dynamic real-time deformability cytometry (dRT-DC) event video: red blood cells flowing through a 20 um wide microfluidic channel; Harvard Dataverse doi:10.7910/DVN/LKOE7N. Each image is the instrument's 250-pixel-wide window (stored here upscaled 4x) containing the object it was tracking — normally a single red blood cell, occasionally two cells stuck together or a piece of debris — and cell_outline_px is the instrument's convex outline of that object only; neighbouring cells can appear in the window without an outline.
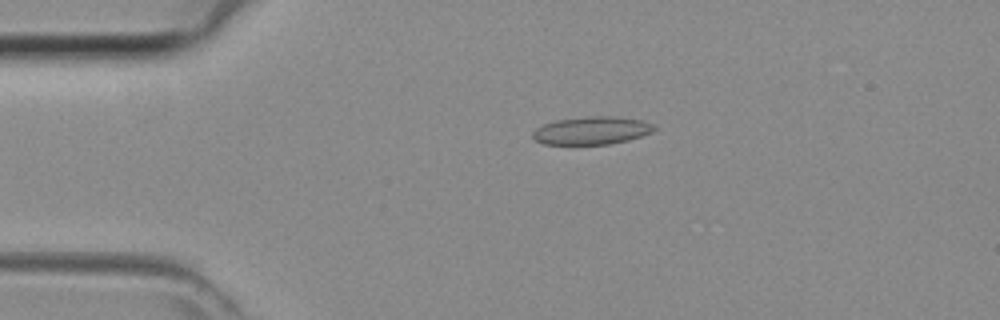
{"species": "common noctule bat (a hibernating species)", "species_latin": "Nyctalus noctula", "temperature_condition": "room temperature", "stored_images_in_passage": 15, "camera_frame_rate_fps": 3000, "um_per_image_px": 0.085, "animal": {"sex": "female", "body_mass_g": 29.2, "forearm_length_mm": 56.3}, "frame": {"image": 1, "passage_image": 1, "time_ms": 0.0, "image_size_px": [1000, 320], "cell_outline_px": [[656, 128], [652, 132], [628, 140], [608, 144], [544, 144], [536, 140], [532, 136], [532, 132], [536, 128], [544, 124], [556, 120], [588, 116], [612, 116], [640, 120], [652, 124]], "centroid_in_image_um": [50.27, 11.09], "position_along_channel_um": 34.7, "area_um2": 19.54}}
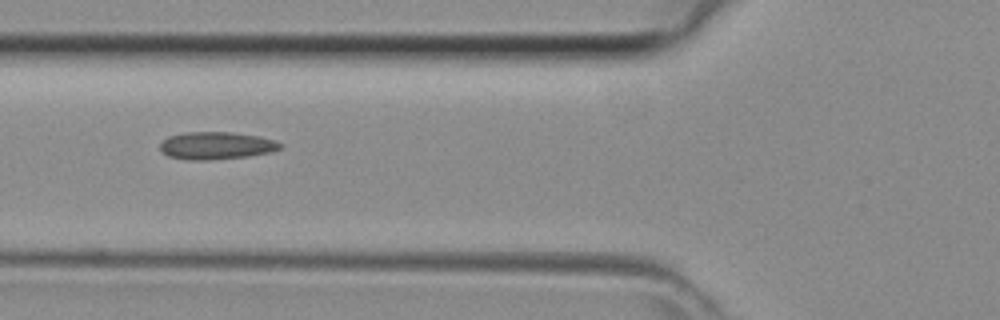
{"frame": {"image": 2, "passage_image": 8, "time_ms": 2.333, "image_size_px": [1000, 320], "cell_outline_px": [[284, 144], [280, 148], [272, 152], [248, 156], [208, 160], [188, 160], [168, 156], [160, 148], [160, 144], [168, 136], [188, 132], [232, 132], [260, 136], [276, 140]], "centroid_in_image_um": [18.43, 12.37], "position_along_channel_um": 107.4, "area_um2": 19.31}}
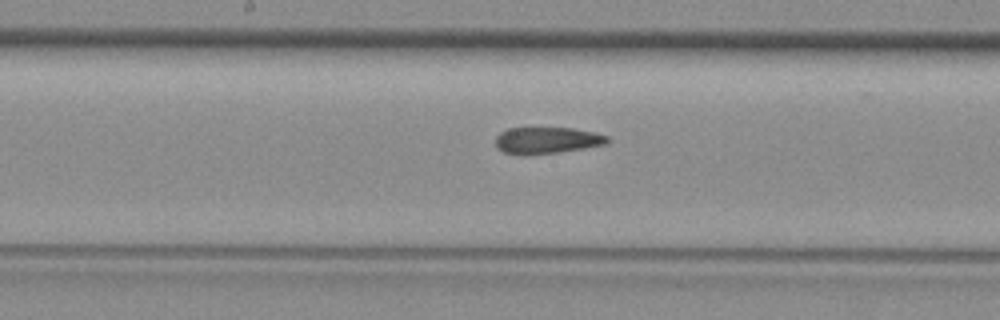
{"frame": {"image": 3, "passage_image": 14, "time_ms": 4.333, "image_size_px": [1000, 320], "cell_outline_px": [[612, 140], [608, 144], [584, 148], [556, 152], [504, 152], [496, 144], [496, 136], [500, 132], [508, 128], [572, 128], [596, 132], [608, 136]], "centroid_in_image_um": [46.61, 11.88], "position_along_channel_um": 201.6, "area_um2": 16.7}}